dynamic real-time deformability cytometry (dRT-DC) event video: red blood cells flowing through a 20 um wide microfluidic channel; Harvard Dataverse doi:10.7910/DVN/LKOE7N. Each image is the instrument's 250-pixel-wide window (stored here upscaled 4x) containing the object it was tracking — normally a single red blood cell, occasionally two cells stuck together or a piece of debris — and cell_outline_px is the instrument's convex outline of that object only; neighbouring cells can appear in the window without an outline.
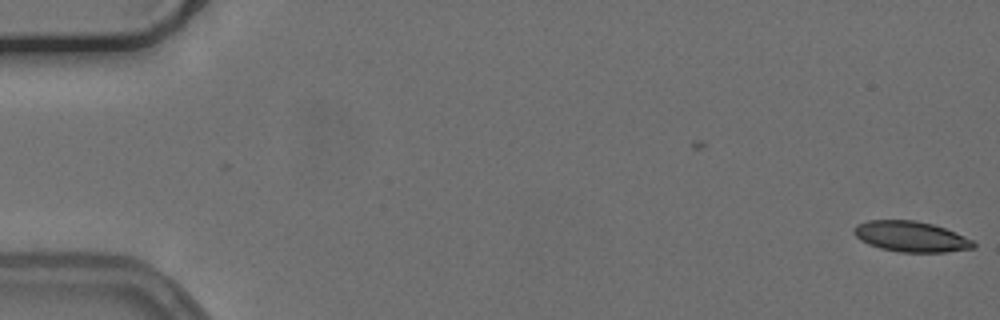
{"species": "common noctule bat (a hibernating species)", "species_latin": "Nyctalus noctula", "temperature_condition": "cold", "stored_images_in_passage": 2, "camera_frame_rate_fps": 3000, "um_per_image_px": 0.085, "animal": {"sex": "female", "body_mass_g": 24.6, "forearm_length_mm": 56.2}, "frame": {"image": 1, "passage_image": 2, "time_ms": 0.333, "image_size_px": [1000, 320], "cell_outline_px": [[976, 248], [948, 252], [900, 252], [880, 248], [868, 244], [860, 240], [852, 232], [852, 228], [856, 224], [868, 220], [916, 220], [932, 224], [956, 232], [972, 240], [976, 244]], "centroid_in_image_um": [77.42, 20.11], "position_along_channel_um": 7.6, "area_um2": 21.5}}